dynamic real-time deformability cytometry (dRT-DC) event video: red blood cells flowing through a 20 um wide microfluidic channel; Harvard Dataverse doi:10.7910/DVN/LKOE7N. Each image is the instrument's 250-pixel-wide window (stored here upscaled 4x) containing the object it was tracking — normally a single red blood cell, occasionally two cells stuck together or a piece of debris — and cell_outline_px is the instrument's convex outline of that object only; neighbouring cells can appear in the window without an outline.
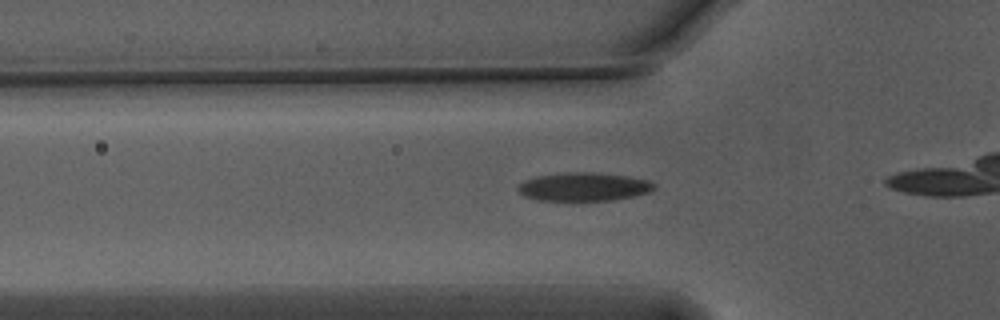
{"species": "Egyptian fruit bat (a non-hibernating species)", "species_latin": "Rousettus aegyptiacus", "temperature_condition": "warm", "stored_images_in_passage": 12, "camera_frame_rate_fps": 3000, "um_per_image_px": 0.085, "animal": {"sex": "male"}, "frame": {"image": 1, "passage_image": 7, "time_ms": 2.0, "image_size_px": [1000, 320], "cell_outline_px": [[656, 188], [648, 192], [632, 196], [612, 200], [536, 200], [524, 196], [516, 188], [524, 180], [536, 176], [568, 172], [596, 172], [628, 176], [648, 180], [656, 184]], "centroid_in_image_um": [49.61, 15.86], "position_along_channel_um": 76.2, "area_um2": 22.54}}
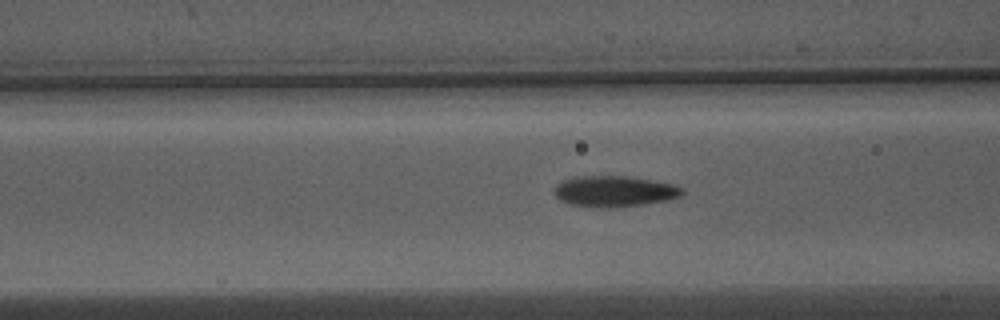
{"frame": {"image": 2, "passage_image": 10, "time_ms": 3.0, "image_size_px": [1000, 320], "cell_outline_px": [[684, 192], [680, 196], [668, 200], [644, 204], [608, 208], [596, 208], [568, 204], [560, 200], [552, 192], [556, 184], [564, 180], [576, 176], [624, 176], [652, 180], [676, 184], [684, 188]], "centroid_in_image_um": [52.21, 16.26], "position_along_channel_um": 114.4, "area_um2": 23.35}}